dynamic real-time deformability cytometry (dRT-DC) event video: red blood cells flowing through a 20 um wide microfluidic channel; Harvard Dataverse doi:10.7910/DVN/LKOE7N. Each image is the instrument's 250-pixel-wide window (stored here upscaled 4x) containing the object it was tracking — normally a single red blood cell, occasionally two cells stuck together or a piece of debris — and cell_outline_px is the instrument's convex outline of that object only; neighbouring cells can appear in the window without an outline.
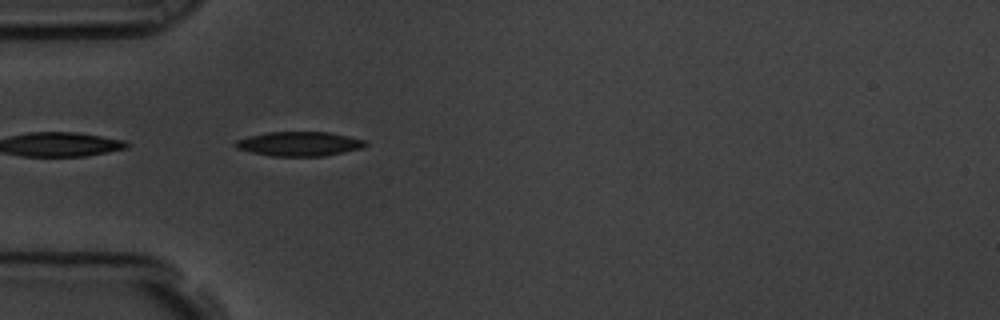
{"species": "common noctule bat (a hibernating species)", "species_latin": "Nyctalus noctula", "temperature_condition": "room temperature", "stored_images_in_passage": 38, "camera_frame_rate_fps": 3000, "um_per_image_px": 0.085, "animal": {"sex": "male", "body_mass_g": 19.5, "forearm_length_mm": 54.6}, "frame": {"image": 1, "passage_image": 1, "time_ms": 0.0, "image_size_px": [1000, 320], "cell_outline_px": [[368, 144], [364, 148], [324, 156], [272, 156], [252, 152], [236, 148], [232, 144], [236, 140], [248, 136], [268, 132], [328, 132], [368, 140]], "centroid_in_image_um": [25.47, 12.22], "position_along_channel_um": 59.5, "area_um2": 18.61}}
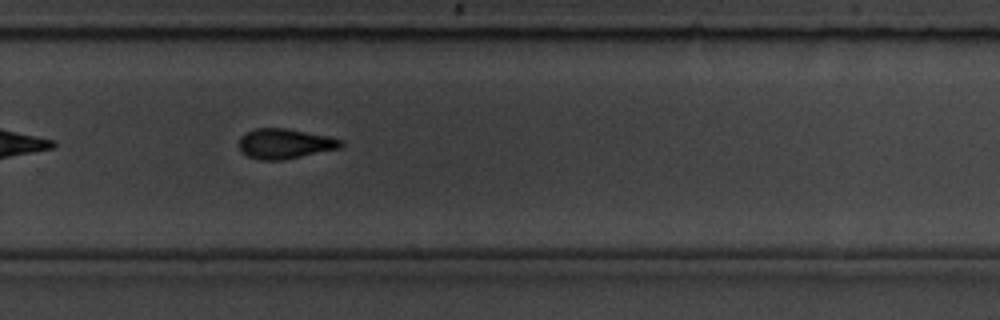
{"frame": {"image": 2, "passage_image": 22, "time_ms": 7.0, "image_size_px": [1000, 320], "cell_outline_px": [[344, 144], [340, 148], [280, 160], [260, 160], [248, 156], [240, 152], [240, 136], [256, 128], [284, 128], [328, 136], [344, 140]], "centroid_in_image_um": [24.21, 12.21], "position_along_channel_um": 305.6, "area_um2": 17.63}, "authors_computed_cell_mechanics": {"area_um2": 18.0047, "velocity_mm_per_s": 3.5707, "shape_relaxation_time_tau1_ms": 3.061, "shape_relaxation_time_tau2_ms": 2.248, "deformation_change_tau1": 0.128, "deformation_change_tau2": 0.0894}}